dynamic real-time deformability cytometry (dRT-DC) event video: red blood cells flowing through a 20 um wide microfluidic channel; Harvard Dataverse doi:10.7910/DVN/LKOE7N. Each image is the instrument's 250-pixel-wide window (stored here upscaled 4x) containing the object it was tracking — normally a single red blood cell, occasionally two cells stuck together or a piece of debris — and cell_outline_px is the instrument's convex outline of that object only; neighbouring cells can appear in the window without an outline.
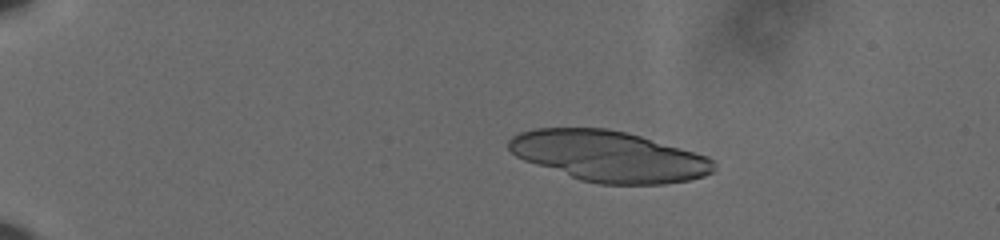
{"species": "human", "species_latin": "Homo sapiens", "temperature_condition": "cold", "stored_images_in_passage": 60, "camera_frame_rate_fps": 3000, "um_per_image_px": 0.085, "donor": {"sex": "male"}, "frame": {"image": 1, "passage_image": 13, "time_ms": 4.0, "image_size_px": [1000, 240], "cell_outline_px": [[716, 168], [712, 172], [704, 176], [688, 180], [664, 184], [600, 184], [580, 180], [524, 160], [516, 156], [508, 148], [508, 140], [512, 136], [520, 132], [536, 128], [608, 128], [640, 136], [708, 156], [716, 164]], "centroid_in_image_um": [51.75, 13.28], "position_along_channel_um": 33.3, "area_um2": 60.34}}
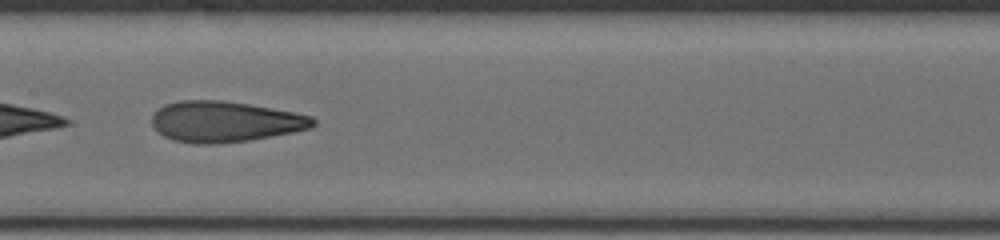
{"frame": {"image": 2, "passage_image": 34, "time_ms": 11.0, "image_size_px": [1000, 240], "cell_outline_px": [[316, 124], [312, 128], [252, 140], [212, 144], [196, 144], [172, 140], [164, 136], [152, 124], [152, 112], [164, 104], [180, 100], [224, 100], [248, 104], [292, 112], [312, 116], [316, 120]], "centroid_in_image_um": [19.1, 10.34], "position_along_channel_um": 188.3, "area_um2": 38.44}}
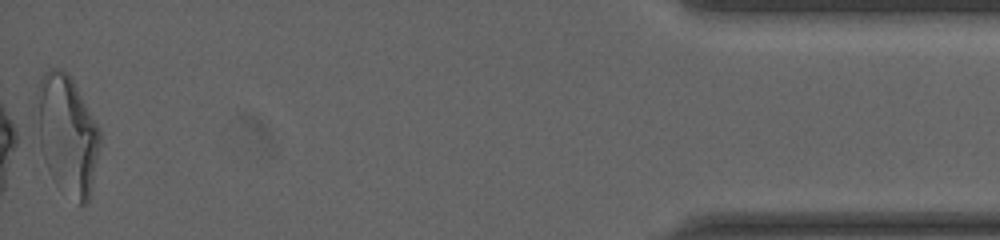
{"frame": {"image": 3, "passage_image": 60, "time_ms": 19.667, "image_size_px": [1000, 240], "cell_outline_px": [[100, 144], [92, 188], [88, 204], [80, 204], [56, 184], [52, 180], [48, 172], [40, 148], [36, 92], [36, 88], [40, 76], [48, 68], [64, 68], [72, 76], [100, 128]], "centroid_in_image_um": [5.72, 11.38], "position_along_channel_um": 429.5, "area_um2": 44.56}, "authors_computed_cell_mechanics": {"area_um2": 41.1536, "velocity_mm_per_s": 3.6288, "shape_relaxation_time_tau1_ms": 10.0288, "shape_relaxation_time_tau2_ms": 1.7449, "deformation_change_tau1": 0.2789, "deformation_change_tau2": 0.1019}}